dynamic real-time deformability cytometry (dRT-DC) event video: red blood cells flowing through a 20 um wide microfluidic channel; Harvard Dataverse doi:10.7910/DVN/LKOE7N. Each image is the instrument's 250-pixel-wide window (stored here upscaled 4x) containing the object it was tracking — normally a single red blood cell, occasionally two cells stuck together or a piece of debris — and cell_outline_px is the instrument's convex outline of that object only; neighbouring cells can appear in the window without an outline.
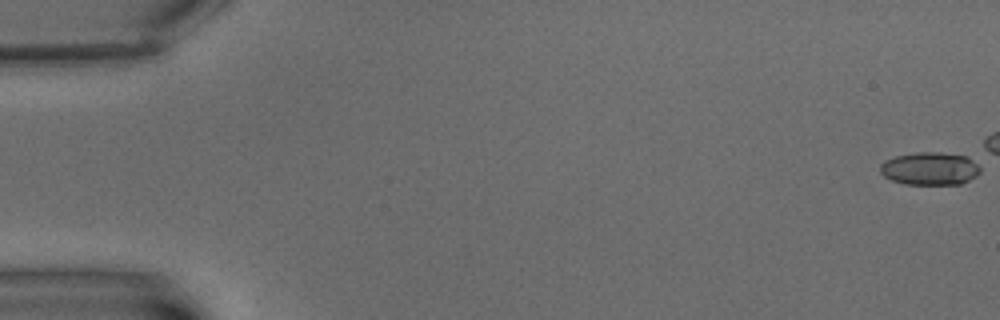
{"species": "common noctule bat (a hibernating species)", "species_latin": "Nyctalus noctula", "temperature_condition": "warm", "stored_images_in_passage": 12, "camera_frame_rate_fps": 3000, "um_per_image_px": 0.085, "animal": {"sex": "male", "body_mass_g": 15.6}, "frame": {"image": 1, "passage_image": 1, "time_ms": 0.0, "image_size_px": [1000, 320], "cell_outline_px": [[980, 172], [976, 176], [960, 184], [904, 184], [892, 180], [884, 176], [880, 172], [880, 164], [884, 160], [896, 156], [916, 152], [940, 152], [976, 156], [980, 168]], "centroid_in_image_um": [79.11, 14.3], "position_along_channel_um": 5.9, "area_um2": 19.65}}